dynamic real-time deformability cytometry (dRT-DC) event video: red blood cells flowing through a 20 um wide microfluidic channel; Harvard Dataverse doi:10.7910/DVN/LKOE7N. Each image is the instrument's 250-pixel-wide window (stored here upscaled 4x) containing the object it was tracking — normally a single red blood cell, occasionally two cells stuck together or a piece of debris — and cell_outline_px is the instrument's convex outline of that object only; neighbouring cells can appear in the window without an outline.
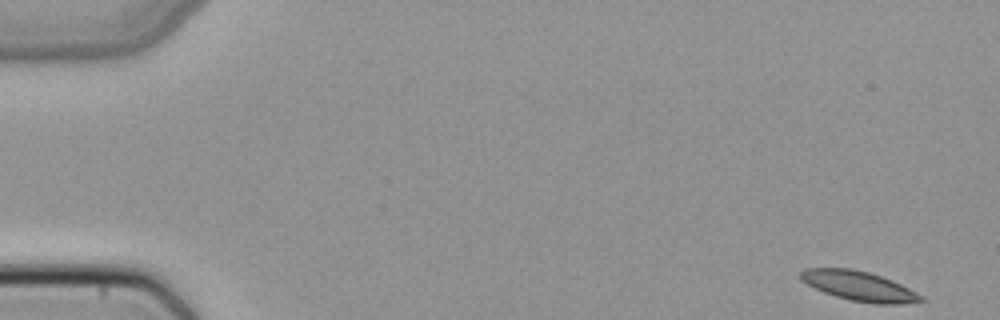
{"species": "common noctule bat (a hibernating species)", "species_latin": "Nyctalus noctula", "temperature_condition": "cold", "stored_images_in_passage": 50, "camera_frame_rate_fps": 3000, "um_per_image_px": 0.085, "animal": {"sex": "female", "body_mass_g": 22.7, "forearm_length_mm": 54.2}, "frame": {"image": 1, "passage_image": 1, "time_ms": 0.0, "image_size_px": [1000, 320], "cell_outline_px": [[928, 300], [900, 304], [876, 304], [852, 300], [836, 296], [824, 292], [808, 284], [800, 276], [800, 272], [804, 268], [852, 268], [868, 272], [892, 280], [924, 296]], "centroid_in_image_um": [73.06, 24.31], "position_along_channel_um": 11.9, "area_um2": 20.58}}
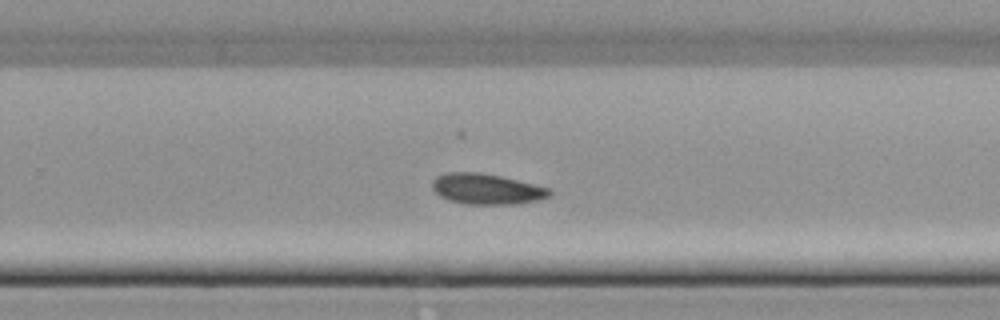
{"frame": {"image": 2, "passage_image": 32, "time_ms": 10.333, "image_size_px": [1000, 320], "cell_outline_px": [[552, 192], [548, 196], [536, 200], [516, 204], [464, 204], [448, 200], [440, 196], [432, 188], [432, 180], [436, 176], [444, 172], [480, 172], [500, 176], [548, 188]], "centroid_in_image_um": [41.28, 16.06], "position_along_channel_um": 288.5, "area_um2": 20.81}}
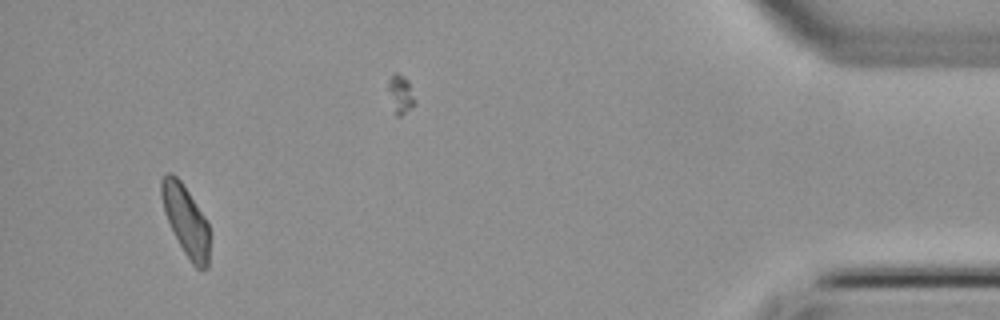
{"frame": {"image": 3, "passage_image": 47, "time_ms": 15.333, "image_size_px": [1000, 320], "cell_outline_px": [[208, 268], [196, 268], [192, 264], [184, 252], [164, 212], [160, 196], [160, 180], [168, 172], [172, 172], [180, 180], [208, 220]], "centroid_in_image_um": [15.78, 18.69], "position_along_channel_um": 419.4, "area_um2": 19.48}}